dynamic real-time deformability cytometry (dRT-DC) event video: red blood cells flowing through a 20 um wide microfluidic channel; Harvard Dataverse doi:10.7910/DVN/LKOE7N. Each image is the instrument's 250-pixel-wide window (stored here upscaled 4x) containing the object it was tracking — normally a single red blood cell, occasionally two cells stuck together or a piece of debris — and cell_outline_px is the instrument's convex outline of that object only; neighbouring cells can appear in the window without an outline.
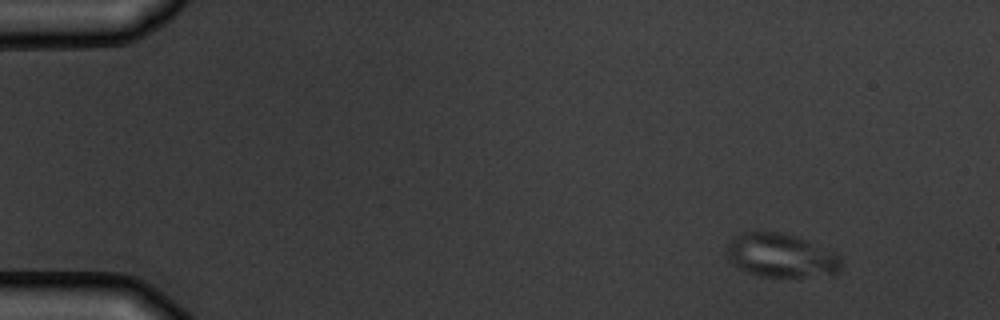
{"species": "common noctule bat (a hibernating species)", "species_latin": "Nyctalus noctula", "temperature_condition": "warm", "stored_images_in_passage": 4, "camera_frame_rate_fps": 3000, "um_per_image_px": 0.085, "animal": {"sex": "male", "body_mass_g": 19.5, "forearm_length_mm": 54.6}, "frame": {"image": 1, "passage_image": 1, "time_ms": 0.0, "image_size_px": [1000, 320], "cell_outline_px": [[844, 264], [836, 272], [796, 276], [760, 276], [744, 272], [736, 268], [728, 260], [728, 244], [736, 236], [744, 232], [780, 232], [804, 240], [836, 252], [840, 256]], "centroid_in_image_um": [66.35, 21.72], "position_along_channel_um": 18.7, "area_um2": 28.61}}